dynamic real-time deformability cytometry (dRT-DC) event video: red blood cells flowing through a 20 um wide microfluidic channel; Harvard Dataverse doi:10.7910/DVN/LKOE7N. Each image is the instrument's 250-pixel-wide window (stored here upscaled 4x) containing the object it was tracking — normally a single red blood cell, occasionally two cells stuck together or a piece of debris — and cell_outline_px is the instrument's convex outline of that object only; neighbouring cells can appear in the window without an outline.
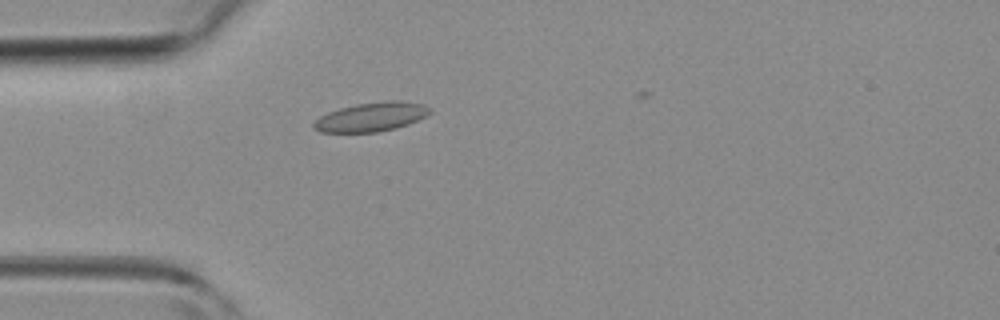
{"species": "common noctule bat (a hibernating species)", "species_latin": "Nyctalus noctula", "temperature_condition": "room temperature", "stored_images_in_passage": 2, "camera_frame_rate_fps": 3000, "um_per_image_px": 0.085, "animal": {"sex": "female", "body_mass_g": 19.3, "forearm_length_mm": 54.1}, "frame": {"image": 1, "passage_image": 2, "time_ms": 1.0, "image_size_px": [1000, 320], "cell_outline_px": [[432, 112], [408, 124], [396, 128], [380, 132], [320, 132], [312, 128], [312, 124], [320, 116], [328, 112], [340, 108], [356, 104], [388, 100], [400, 100], [424, 104], [432, 108]], "centroid_in_image_um": [31.57, 9.93], "position_along_channel_um": 53.4, "area_um2": 19.77}}